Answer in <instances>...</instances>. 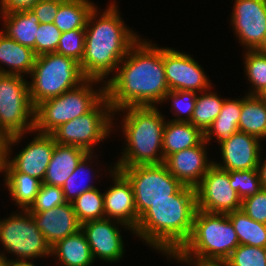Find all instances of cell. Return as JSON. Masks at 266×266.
Segmentation results:
<instances>
[{"label":"cell","mask_w":266,"mask_h":266,"mask_svg":"<svg viewBox=\"0 0 266 266\" xmlns=\"http://www.w3.org/2000/svg\"><path fill=\"white\" fill-rule=\"evenodd\" d=\"M30 77L33 78L29 83L30 99L34 107L79 86L87 79L77 61L57 53L36 56Z\"/></svg>","instance_id":"ba28073f"},{"label":"cell","mask_w":266,"mask_h":266,"mask_svg":"<svg viewBox=\"0 0 266 266\" xmlns=\"http://www.w3.org/2000/svg\"><path fill=\"white\" fill-rule=\"evenodd\" d=\"M243 98L236 100L224 99L218 117L204 133V140L208 143L215 135L218 143L239 131V118L241 114Z\"/></svg>","instance_id":"83f0119b"},{"label":"cell","mask_w":266,"mask_h":266,"mask_svg":"<svg viewBox=\"0 0 266 266\" xmlns=\"http://www.w3.org/2000/svg\"><path fill=\"white\" fill-rule=\"evenodd\" d=\"M239 244L227 214L197 209L190 238L172 257L190 265L194 259L201 263H224Z\"/></svg>","instance_id":"5b68a950"},{"label":"cell","mask_w":266,"mask_h":266,"mask_svg":"<svg viewBox=\"0 0 266 266\" xmlns=\"http://www.w3.org/2000/svg\"><path fill=\"white\" fill-rule=\"evenodd\" d=\"M55 53L73 58L80 64L85 53V28L62 32Z\"/></svg>","instance_id":"836d02e7"},{"label":"cell","mask_w":266,"mask_h":266,"mask_svg":"<svg viewBox=\"0 0 266 266\" xmlns=\"http://www.w3.org/2000/svg\"><path fill=\"white\" fill-rule=\"evenodd\" d=\"M92 153H87L81 161L78 163L74 172L67 178L65 184L62 186V191L64 193V198L67 202H72L82 193L96 188L93 185H82L79 181L81 175L84 173L85 169L88 167L89 160L92 159ZM87 164V165H86ZM88 172V171H87ZM81 185V186H80ZM80 187V188H79Z\"/></svg>","instance_id":"74e56055"},{"label":"cell","mask_w":266,"mask_h":266,"mask_svg":"<svg viewBox=\"0 0 266 266\" xmlns=\"http://www.w3.org/2000/svg\"><path fill=\"white\" fill-rule=\"evenodd\" d=\"M65 203L67 201L64 198L62 187L42 183L34 202L27 210L29 212H43Z\"/></svg>","instance_id":"8d00e7d4"},{"label":"cell","mask_w":266,"mask_h":266,"mask_svg":"<svg viewBox=\"0 0 266 266\" xmlns=\"http://www.w3.org/2000/svg\"><path fill=\"white\" fill-rule=\"evenodd\" d=\"M259 96L266 102V89Z\"/></svg>","instance_id":"f907efd6"},{"label":"cell","mask_w":266,"mask_h":266,"mask_svg":"<svg viewBox=\"0 0 266 266\" xmlns=\"http://www.w3.org/2000/svg\"><path fill=\"white\" fill-rule=\"evenodd\" d=\"M230 185L238 193L241 200L253 196L262 187L257 169L228 171Z\"/></svg>","instance_id":"d590c367"},{"label":"cell","mask_w":266,"mask_h":266,"mask_svg":"<svg viewBox=\"0 0 266 266\" xmlns=\"http://www.w3.org/2000/svg\"><path fill=\"white\" fill-rule=\"evenodd\" d=\"M5 184L12 199L22 210L34 202L42 181L22 172H5Z\"/></svg>","instance_id":"f546056e"},{"label":"cell","mask_w":266,"mask_h":266,"mask_svg":"<svg viewBox=\"0 0 266 266\" xmlns=\"http://www.w3.org/2000/svg\"><path fill=\"white\" fill-rule=\"evenodd\" d=\"M71 203L81 224L105 218L104 196L97 188L82 193Z\"/></svg>","instance_id":"1f68e13d"},{"label":"cell","mask_w":266,"mask_h":266,"mask_svg":"<svg viewBox=\"0 0 266 266\" xmlns=\"http://www.w3.org/2000/svg\"><path fill=\"white\" fill-rule=\"evenodd\" d=\"M259 141L253 135L237 131L220 142L223 165L213 163L226 171L257 169L262 149Z\"/></svg>","instance_id":"e0dca14e"},{"label":"cell","mask_w":266,"mask_h":266,"mask_svg":"<svg viewBox=\"0 0 266 266\" xmlns=\"http://www.w3.org/2000/svg\"><path fill=\"white\" fill-rule=\"evenodd\" d=\"M87 153L81 147L55 142L54 151L42 183L62 187Z\"/></svg>","instance_id":"44dd1931"},{"label":"cell","mask_w":266,"mask_h":266,"mask_svg":"<svg viewBox=\"0 0 266 266\" xmlns=\"http://www.w3.org/2000/svg\"><path fill=\"white\" fill-rule=\"evenodd\" d=\"M2 159H3V142L0 140V172H2L1 170Z\"/></svg>","instance_id":"c3c4849f"},{"label":"cell","mask_w":266,"mask_h":266,"mask_svg":"<svg viewBox=\"0 0 266 266\" xmlns=\"http://www.w3.org/2000/svg\"><path fill=\"white\" fill-rule=\"evenodd\" d=\"M241 245L266 248V225L250 218L242 209L227 213Z\"/></svg>","instance_id":"f1b7e54d"},{"label":"cell","mask_w":266,"mask_h":266,"mask_svg":"<svg viewBox=\"0 0 266 266\" xmlns=\"http://www.w3.org/2000/svg\"><path fill=\"white\" fill-rule=\"evenodd\" d=\"M245 97L238 123L239 131L263 140L266 138V102L258 95L248 94Z\"/></svg>","instance_id":"484cf974"},{"label":"cell","mask_w":266,"mask_h":266,"mask_svg":"<svg viewBox=\"0 0 266 266\" xmlns=\"http://www.w3.org/2000/svg\"><path fill=\"white\" fill-rule=\"evenodd\" d=\"M223 103L224 99L218 97L216 93H206L205 90L204 93L198 95L196 98V104L190 123L205 133L218 117Z\"/></svg>","instance_id":"4dcf8cb0"},{"label":"cell","mask_w":266,"mask_h":266,"mask_svg":"<svg viewBox=\"0 0 266 266\" xmlns=\"http://www.w3.org/2000/svg\"><path fill=\"white\" fill-rule=\"evenodd\" d=\"M105 85L112 111L132 106H155L170 91L163 64V48L138 40ZM155 103V104H153Z\"/></svg>","instance_id":"6da1fadb"},{"label":"cell","mask_w":266,"mask_h":266,"mask_svg":"<svg viewBox=\"0 0 266 266\" xmlns=\"http://www.w3.org/2000/svg\"><path fill=\"white\" fill-rule=\"evenodd\" d=\"M9 137L0 129V140L4 143Z\"/></svg>","instance_id":"681fc988"},{"label":"cell","mask_w":266,"mask_h":266,"mask_svg":"<svg viewBox=\"0 0 266 266\" xmlns=\"http://www.w3.org/2000/svg\"><path fill=\"white\" fill-rule=\"evenodd\" d=\"M54 147L55 140L51 134L39 133L15 158H12L13 160L9 157L3 158L1 170L22 172L43 182Z\"/></svg>","instance_id":"9a60e30c"},{"label":"cell","mask_w":266,"mask_h":266,"mask_svg":"<svg viewBox=\"0 0 266 266\" xmlns=\"http://www.w3.org/2000/svg\"><path fill=\"white\" fill-rule=\"evenodd\" d=\"M197 92L195 91H187V90H176V91H169L163 101H166V99L172 100V108L175 110V119L173 121H186L190 122L191 117L193 114V110L195 108L196 104V95ZM179 112V113H178ZM185 114L186 118H182V116L178 115Z\"/></svg>","instance_id":"f35d334b"},{"label":"cell","mask_w":266,"mask_h":266,"mask_svg":"<svg viewBox=\"0 0 266 266\" xmlns=\"http://www.w3.org/2000/svg\"><path fill=\"white\" fill-rule=\"evenodd\" d=\"M246 53L245 72L254 87L249 95L259 96L266 89V50H247Z\"/></svg>","instance_id":"d6a6232c"},{"label":"cell","mask_w":266,"mask_h":266,"mask_svg":"<svg viewBox=\"0 0 266 266\" xmlns=\"http://www.w3.org/2000/svg\"><path fill=\"white\" fill-rule=\"evenodd\" d=\"M0 266H9V259L3 253H0Z\"/></svg>","instance_id":"7dc6e473"},{"label":"cell","mask_w":266,"mask_h":266,"mask_svg":"<svg viewBox=\"0 0 266 266\" xmlns=\"http://www.w3.org/2000/svg\"><path fill=\"white\" fill-rule=\"evenodd\" d=\"M261 162L262 161H261V156H260L257 170H258L259 177H260L261 187L266 189V159L264 160V163L262 162L261 164Z\"/></svg>","instance_id":"ee69618b"},{"label":"cell","mask_w":266,"mask_h":266,"mask_svg":"<svg viewBox=\"0 0 266 266\" xmlns=\"http://www.w3.org/2000/svg\"><path fill=\"white\" fill-rule=\"evenodd\" d=\"M241 209L253 220L266 225V189L242 200Z\"/></svg>","instance_id":"60d3db41"},{"label":"cell","mask_w":266,"mask_h":266,"mask_svg":"<svg viewBox=\"0 0 266 266\" xmlns=\"http://www.w3.org/2000/svg\"><path fill=\"white\" fill-rule=\"evenodd\" d=\"M123 134L128 141L115 167L164 163L162 139L165 121L155 106L124 107ZM159 157H158V153Z\"/></svg>","instance_id":"277c9868"},{"label":"cell","mask_w":266,"mask_h":266,"mask_svg":"<svg viewBox=\"0 0 266 266\" xmlns=\"http://www.w3.org/2000/svg\"><path fill=\"white\" fill-rule=\"evenodd\" d=\"M193 264H196L195 266H225L223 263H201V262H195Z\"/></svg>","instance_id":"bcb514c9"},{"label":"cell","mask_w":266,"mask_h":266,"mask_svg":"<svg viewBox=\"0 0 266 266\" xmlns=\"http://www.w3.org/2000/svg\"><path fill=\"white\" fill-rule=\"evenodd\" d=\"M36 55L30 47L21 45L0 31V62L11 69L4 70L0 66V74H31Z\"/></svg>","instance_id":"603a6c76"},{"label":"cell","mask_w":266,"mask_h":266,"mask_svg":"<svg viewBox=\"0 0 266 266\" xmlns=\"http://www.w3.org/2000/svg\"><path fill=\"white\" fill-rule=\"evenodd\" d=\"M39 0H1L0 12H14L30 9Z\"/></svg>","instance_id":"7bdbcfd3"},{"label":"cell","mask_w":266,"mask_h":266,"mask_svg":"<svg viewBox=\"0 0 266 266\" xmlns=\"http://www.w3.org/2000/svg\"><path fill=\"white\" fill-rule=\"evenodd\" d=\"M223 264L225 266H266V248L239 244Z\"/></svg>","instance_id":"e575fe53"},{"label":"cell","mask_w":266,"mask_h":266,"mask_svg":"<svg viewBox=\"0 0 266 266\" xmlns=\"http://www.w3.org/2000/svg\"><path fill=\"white\" fill-rule=\"evenodd\" d=\"M203 140L199 145L178 151L164 160L168 171L183 185L196 187L214 164L208 162Z\"/></svg>","instance_id":"d6986e66"},{"label":"cell","mask_w":266,"mask_h":266,"mask_svg":"<svg viewBox=\"0 0 266 266\" xmlns=\"http://www.w3.org/2000/svg\"><path fill=\"white\" fill-rule=\"evenodd\" d=\"M112 168L119 170L131 183L138 217L155 202L171 199V195L184 186L164 163Z\"/></svg>","instance_id":"9c48e42d"},{"label":"cell","mask_w":266,"mask_h":266,"mask_svg":"<svg viewBox=\"0 0 266 266\" xmlns=\"http://www.w3.org/2000/svg\"><path fill=\"white\" fill-rule=\"evenodd\" d=\"M231 24L248 50H266V0H235Z\"/></svg>","instance_id":"4fadbf2b"},{"label":"cell","mask_w":266,"mask_h":266,"mask_svg":"<svg viewBox=\"0 0 266 266\" xmlns=\"http://www.w3.org/2000/svg\"><path fill=\"white\" fill-rule=\"evenodd\" d=\"M23 214H13L0 220V241L7 252L17 255L15 262L46 257L51 254V246L35 224L28 210Z\"/></svg>","instance_id":"8fae6325"},{"label":"cell","mask_w":266,"mask_h":266,"mask_svg":"<svg viewBox=\"0 0 266 266\" xmlns=\"http://www.w3.org/2000/svg\"><path fill=\"white\" fill-rule=\"evenodd\" d=\"M95 5L90 0H64L57 11L53 23L61 32L83 29Z\"/></svg>","instance_id":"4316f807"},{"label":"cell","mask_w":266,"mask_h":266,"mask_svg":"<svg viewBox=\"0 0 266 266\" xmlns=\"http://www.w3.org/2000/svg\"><path fill=\"white\" fill-rule=\"evenodd\" d=\"M113 115L105 96L91 111L61 124L51 135L56 143L81 147L88 153H93L92 146L109 135Z\"/></svg>","instance_id":"30bf717a"},{"label":"cell","mask_w":266,"mask_h":266,"mask_svg":"<svg viewBox=\"0 0 266 266\" xmlns=\"http://www.w3.org/2000/svg\"><path fill=\"white\" fill-rule=\"evenodd\" d=\"M110 171L114 186L103 193L105 218L115 219L116 224L121 223L120 225L134 231L139 217L131 183L119 170L113 168Z\"/></svg>","instance_id":"2e32d148"},{"label":"cell","mask_w":266,"mask_h":266,"mask_svg":"<svg viewBox=\"0 0 266 266\" xmlns=\"http://www.w3.org/2000/svg\"><path fill=\"white\" fill-rule=\"evenodd\" d=\"M9 266H34L31 262H15L14 260H9Z\"/></svg>","instance_id":"f6af8a7d"},{"label":"cell","mask_w":266,"mask_h":266,"mask_svg":"<svg viewBox=\"0 0 266 266\" xmlns=\"http://www.w3.org/2000/svg\"><path fill=\"white\" fill-rule=\"evenodd\" d=\"M197 209L210 213H229L241 209L242 200L230 185L228 171L213 164L195 187Z\"/></svg>","instance_id":"7c38bea8"},{"label":"cell","mask_w":266,"mask_h":266,"mask_svg":"<svg viewBox=\"0 0 266 266\" xmlns=\"http://www.w3.org/2000/svg\"><path fill=\"white\" fill-rule=\"evenodd\" d=\"M5 21V34L21 45L30 47L35 53V40L39 21L31 9L1 12Z\"/></svg>","instance_id":"cb8c5ba5"},{"label":"cell","mask_w":266,"mask_h":266,"mask_svg":"<svg viewBox=\"0 0 266 266\" xmlns=\"http://www.w3.org/2000/svg\"><path fill=\"white\" fill-rule=\"evenodd\" d=\"M203 140L204 133L190 122H166L162 139L164 160L173 153L199 145Z\"/></svg>","instance_id":"7402d4cb"},{"label":"cell","mask_w":266,"mask_h":266,"mask_svg":"<svg viewBox=\"0 0 266 266\" xmlns=\"http://www.w3.org/2000/svg\"><path fill=\"white\" fill-rule=\"evenodd\" d=\"M111 219L90 220L81 224L93 259L100 258L107 262L119 261L123 257L124 246L119 228Z\"/></svg>","instance_id":"ac0fdd59"},{"label":"cell","mask_w":266,"mask_h":266,"mask_svg":"<svg viewBox=\"0 0 266 266\" xmlns=\"http://www.w3.org/2000/svg\"><path fill=\"white\" fill-rule=\"evenodd\" d=\"M97 9L90 13L85 27V53L80 68L87 79L101 82L115 71L140 38L125 27L115 2L98 19L95 18L96 14L100 15Z\"/></svg>","instance_id":"3957f363"},{"label":"cell","mask_w":266,"mask_h":266,"mask_svg":"<svg viewBox=\"0 0 266 266\" xmlns=\"http://www.w3.org/2000/svg\"><path fill=\"white\" fill-rule=\"evenodd\" d=\"M62 32L54 23H39L36 40L35 55L40 56L48 53H55L58 48Z\"/></svg>","instance_id":"ab89813d"},{"label":"cell","mask_w":266,"mask_h":266,"mask_svg":"<svg viewBox=\"0 0 266 266\" xmlns=\"http://www.w3.org/2000/svg\"><path fill=\"white\" fill-rule=\"evenodd\" d=\"M163 64L170 91H209L211 84L208 77L190 55L172 48H163Z\"/></svg>","instance_id":"5bb4252c"},{"label":"cell","mask_w":266,"mask_h":266,"mask_svg":"<svg viewBox=\"0 0 266 266\" xmlns=\"http://www.w3.org/2000/svg\"><path fill=\"white\" fill-rule=\"evenodd\" d=\"M95 82L99 80L86 79L79 86L39 103L35 107L34 131L51 134L61 124L91 111L106 96L105 85L96 92L92 89Z\"/></svg>","instance_id":"52a82bcc"},{"label":"cell","mask_w":266,"mask_h":266,"mask_svg":"<svg viewBox=\"0 0 266 266\" xmlns=\"http://www.w3.org/2000/svg\"><path fill=\"white\" fill-rule=\"evenodd\" d=\"M196 210V190L184 185L171 199L152 204L139 217L133 232L171 257L190 238Z\"/></svg>","instance_id":"7a4b0ae2"},{"label":"cell","mask_w":266,"mask_h":266,"mask_svg":"<svg viewBox=\"0 0 266 266\" xmlns=\"http://www.w3.org/2000/svg\"><path fill=\"white\" fill-rule=\"evenodd\" d=\"M23 77L0 74V129L9 137L3 143V158H8L10 146L19 142L24 132L34 130L35 107Z\"/></svg>","instance_id":"8992f818"},{"label":"cell","mask_w":266,"mask_h":266,"mask_svg":"<svg viewBox=\"0 0 266 266\" xmlns=\"http://www.w3.org/2000/svg\"><path fill=\"white\" fill-rule=\"evenodd\" d=\"M51 254H57L64 266H91L94 262L90 246L82 230L58 241L51 247Z\"/></svg>","instance_id":"d4e9b609"},{"label":"cell","mask_w":266,"mask_h":266,"mask_svg":"<svg viewBox=\"0 0 266 266\" xmlns=\"http://www.w3.org/2000/svg\"><path fill=\"white\" fill-rule=\"evenodd\" d=\"M47 243L52 247L58 241L81 230L71 202L43 212H30Z\"/></svg>","instance_id":"ffe728a7"},{"label":"cell","mask_w":266,"mask_h":266,"mask_svg":"<svg viewBox=\"0 0 266 266\" xmlns=\"http://www.w3.org/2000/svg\"><path fill=\"white\" fill-rule=\"evenodd\" d=\"M64 0H39L30 9L35 13L39 23H53L60 4Z\"/></svg>","instance_id":"b9f144b4"}]
</instances>
